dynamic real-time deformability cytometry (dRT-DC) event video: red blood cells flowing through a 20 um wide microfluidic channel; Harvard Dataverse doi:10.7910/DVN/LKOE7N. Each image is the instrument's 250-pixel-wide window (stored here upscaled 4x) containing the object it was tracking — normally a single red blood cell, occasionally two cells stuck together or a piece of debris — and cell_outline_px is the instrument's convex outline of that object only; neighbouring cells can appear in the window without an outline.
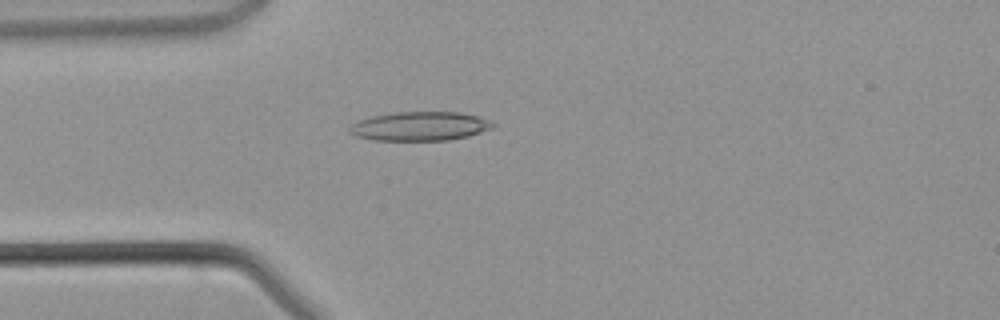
{"species": "common noctule bat (a hibernating species)", "species_latin": "Nyctalus noctula", "temperature_condition": "warm", "stored_images_in_passage": 43, "camera_frame_rate_fps": 3000, "um_per_image_px": 0.085, "animal": {"sex": "male", "body_mass_g": 21.5, "forearm_length_mm": 52.0}, "frame": {"image": 1, "passage_image": 11, "time_ms": 3.333, "image_size_px": [1000, 320], "cell_outline_px": [[496, 124], [492, 128], [468, 136], [448, 140], [372, 140], [356, 136], [348, 128], [352, 124], [360, 120], [372, 116], [396, 112], [460, 112], [492, 120]], "centroid_in_image_um": [35.72, 10.72], "position_along_channel_um": 49.3, "area_um2": 24.1}}
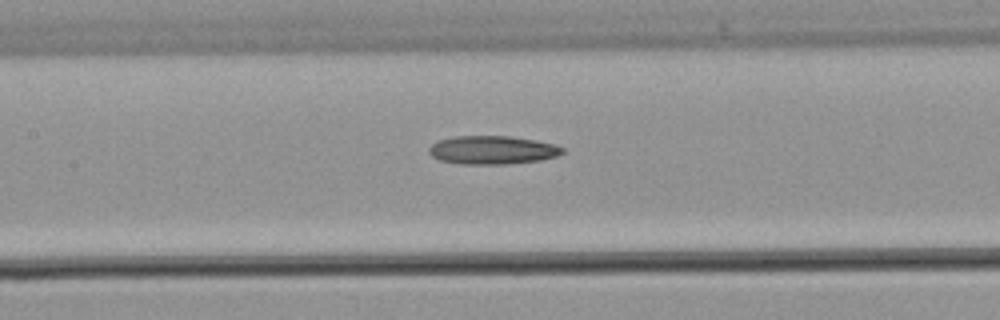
{"frame": {"image": 2, "passage_image": 19, "time_ms": 6.0, "image_size_px": [1000, 320], "cell_outline_px": [[564, 152], [556, 156], [540, 160], [504, 164], [460, 164], [440, 160], [432, 156], [428, 152], [428, 148], [436, 140], [452, 136], [508, 136], [536, 140], [556, 144], [564, 148]], "centroid_in_image_um": [41.83, 12.74], "position_along_channel_um": 165.6, "area_um2": 22.25}}
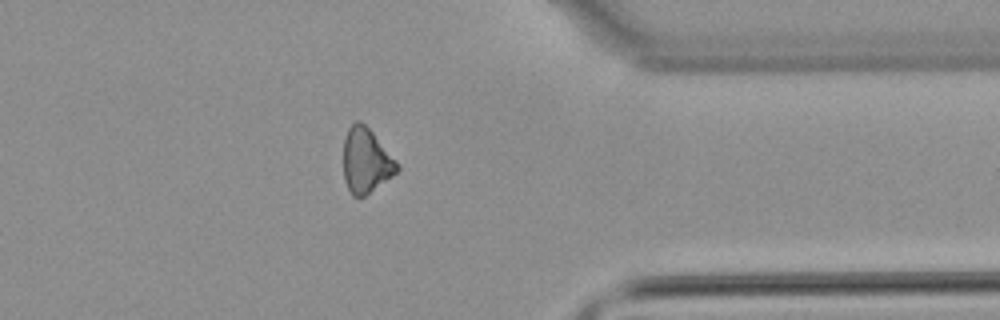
{"frame": {"image": 3, "passage_image": 34, "time_ms": 11.0, "image_size_px": [1000, 320], "cell_outline_px": [[400, 168], [392, 176], [364, 196], [352, 196], [344, 180], [344, 140], [348, 128], [356, 120], [360, 120], [372, 132], [400, 164]], "centroid_in_image_um": [31.11, 13.65], "position_along_channel_um": 380.3, "area_um2": 20.06}}